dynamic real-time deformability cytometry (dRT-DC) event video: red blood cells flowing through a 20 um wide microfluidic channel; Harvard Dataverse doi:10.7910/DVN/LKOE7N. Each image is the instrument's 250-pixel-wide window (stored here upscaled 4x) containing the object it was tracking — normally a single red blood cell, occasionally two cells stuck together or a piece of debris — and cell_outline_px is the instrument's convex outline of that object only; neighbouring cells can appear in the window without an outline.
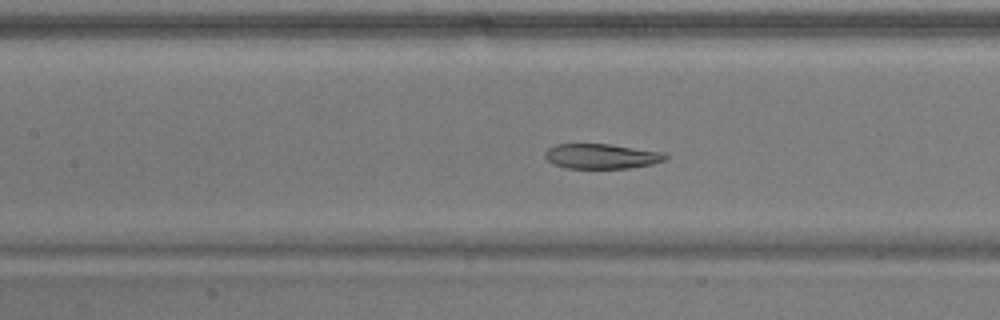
{"species": "common noctule bat (a hibernating species)", "species_latin": "Nyctalus noctula", "temperature_condition": "warm", "stored_images_in_passage": 41, "camera_frame_rate_fps": 3000, "um_per_image_px": 0.085, "animal": {"sex": "male", "body_mass_g": 17.9}, "frame": {"image": 1, "passage_image": 22, "time_ms": 7.0, "image_size_px": [1000, 320], "cell_outline_px": [[668, 156], [664, 160], [652, 164], [628, 168], [568, 168], [556, 164], [548, 160], [544, 156], [544, 152], [548, 148], [556, 144], [608, 144], [664, 152]], "centroid_in_image_um": [51.13, 13.27], "position_along_channel_um": 156.3, "area_um2": 17.34}}
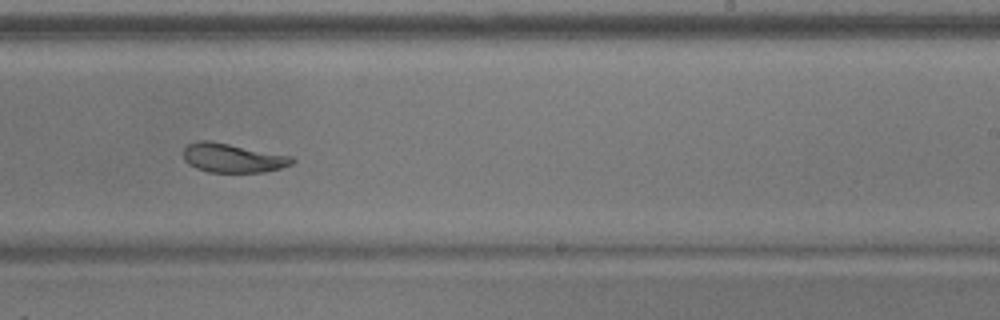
{"frame": {"image": 2, "passage_image": 31, "time_ms": 10.0, "image_size_px": [1000, 320], "cell_outline_px": [[296, 160], [292, 164], [280, 168], [264, 172], [208, 172], [196, 168], [188, 164], [184, 160], [184, 148], [188, 144], [196, 140], [208, 140], [292, 156]], "centroid_in_image_um": [19.76, 13.43], "position_along_channel_um": 269.2, "area_um2": 18.38}}
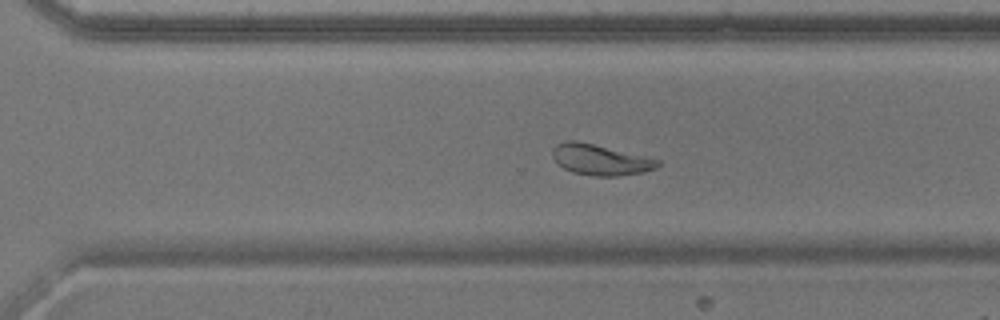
{"frame": {"image": 3, "passage_image": 35, "time_ms": 11.333, "image_size_px": [1000, 320], "cell_outline_px": [[660, 164], [656, 168], [644, 172], [616, 176], [592, 176], [572, 172], [556, 164], [552, 156], [552, 148], [556, 144], [568, 140], [576, 140], [660, 160]], "centroid_in_image_um": [50.97, 13.58], "position_along_channel_um": 319.6, "area_um2": 18.79}, "authors_computed_cell_mechanics": {"area_um2": 19.2474, "velocity_mm_per_s": 3.7836, "shape_relaxation_time_tau1_ms": null, "shape_relaxation_time_tau2_ms": 4.8248, "deformation_change_tau1": null, "deformation_change_tau2": 0.1014}}